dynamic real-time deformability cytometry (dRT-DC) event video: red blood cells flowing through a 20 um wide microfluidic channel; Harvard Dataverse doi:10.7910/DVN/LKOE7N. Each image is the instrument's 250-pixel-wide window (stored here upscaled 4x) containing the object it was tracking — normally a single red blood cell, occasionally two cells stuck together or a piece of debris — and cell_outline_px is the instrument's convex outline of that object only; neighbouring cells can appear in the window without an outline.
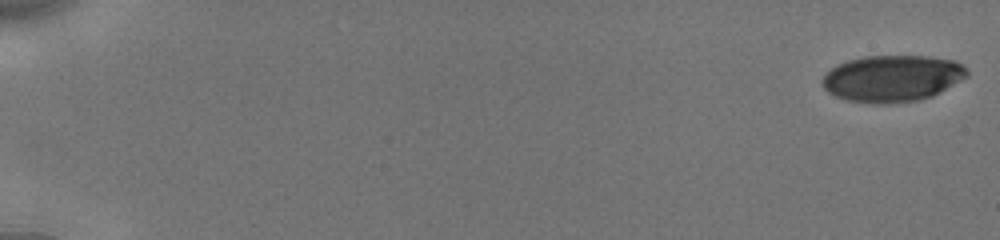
{"species": "human", "species_latin": "Homo sapiens", "temperature_condition": "cold", "stored_images_in_passage": 55, "camera_frame_rate_fps": 3000, "um_per_image_px": 0.085, "donor": {"sex": "male"}, "frame": {"image": 1, "passage_image": 1, "time_ms": 0.0, "image_size_px": [1000, 240], "cell_outline_px": [[968, 76], [940, 92], [932, 96], [920, 100], [888, 104], [876, 104], [848, 100], [836, 96], [828, 92], [824, 88], [820, 80], [836, 64], [848, 60], [868, 56], [928, 56], [956, 60], [964, 64], [968, 72]], "centroid_in_image_um": [75.87, 6.66], "position_along_channel_um": 9.1, "area_um2": 39.48}}
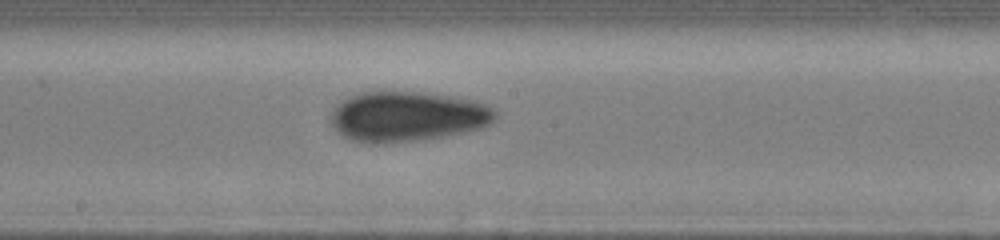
{"frame": {"image": 2, "passage_image": 32, "time_ms": 10.333, "image_size_px": [1000, 240], "cell_outline_px": [[500, 112], [496, 120], [492, 124], [480, 128], [464, 132], [444, 136], [420, 140], [384, 144], [364, 144], [348, 140], [336, 132], [332, 128], [328, 116], [332, 108], [348, 96], [364, 92], [420, 92], [452, 96], [472, 100], [496, 108]], "centroid_in_image_um": [34.59, 9.92], "position_along_channel_um": 213.6, "area_um2": 49.13}}
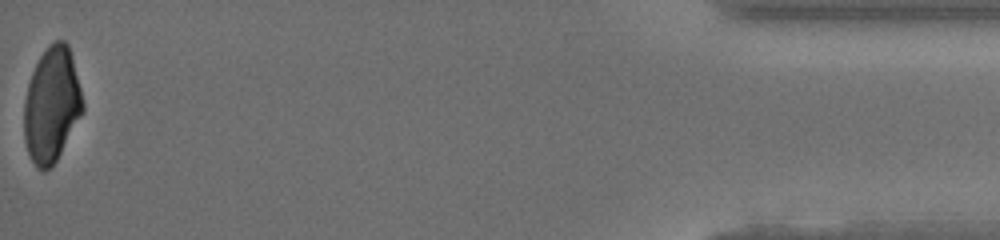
{"frame": {"image": 3, "passage_image": 55, "time_ms": 18.0, "image_size_px": [1000, 240], "cell_outline_px": [[84, 112], [56, 160], [44, 172], [36, 168], [28, 152], [24, 140], [24, 100], [28, 84], [32, 72], [40, 56], [48, 44], [56, 40], [64, 40], [68, 44], [80, 88], [84, 104]], "centroid_in_image_um": [4.39, 8.91], "position_along_channel_um": 430.8, "area_um2": 39.25}, "authors_computed_cell_mechanics": {"area_um2": 43.7546, "velocity_mm_per_s": 3.8736, "shape_relaxation_time_tau1_ms": 4.4762, "shape_relaxation_time_tau2_ms": 2.4159, "deformation_change_tau1": 0.1452, "deformation_change_tau2": 0.0703}}